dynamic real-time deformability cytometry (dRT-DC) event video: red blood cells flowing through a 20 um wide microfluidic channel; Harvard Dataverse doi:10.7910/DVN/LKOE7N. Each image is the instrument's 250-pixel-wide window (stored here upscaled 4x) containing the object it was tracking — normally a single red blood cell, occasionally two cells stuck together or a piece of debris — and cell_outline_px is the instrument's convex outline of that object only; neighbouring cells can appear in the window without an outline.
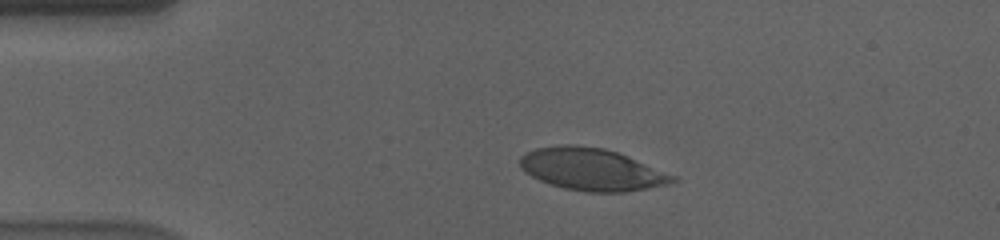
{"species": "human", "species_latin": "Homo sapiens", "temperature_condition": "cold", "stored_images_in_passage": 56, "camera_frame_rate_fps": 3000, "um_per_image_px": 0.085, "donor": {"sex": "male"}, "frame": {"image": 1, "passage_image": 11, "time_ms": 3.333, "image_size_px": [1000, 240], "cell_outline_px": [[680, 180], [668, 184], [624, 192], [584, 192], [564, 188], [540, 180], [524, 172], [520, 168], [520, 156], [536, 148], [560, 144], [576, 144], [604, 148], [616, 152], [676, 176]], "centroid_in_image_um": [50.27, 14.39], "position_along_channel_um": 34.7, "area_um2": 37.34}}
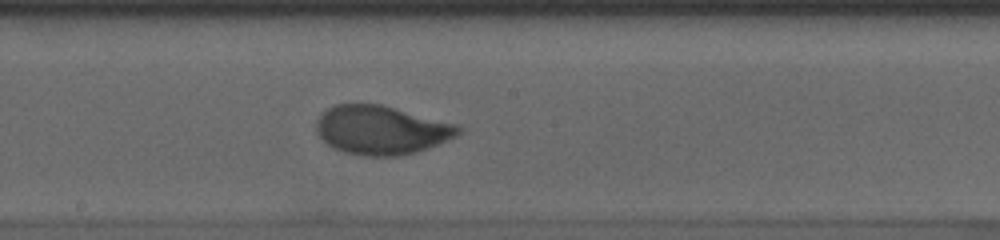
{"frame": {"image": 2, "passage_image": 30, "time_ms": 9.667, "image_size_px": [1000, 240], "cell_outline_px": [[464, 128], [456, 136], [428, 148], [416, 152], [400, 156], [364, 156], [344, 152], [332, 148], [316, 132], [316, 120], [320, 112], [336, 104], [380, 104], [460, 124]], "centroid_in_image_um": [32.42, 11.05], "position_along_channel_um": 215.8, "area_um2": 40.75}}
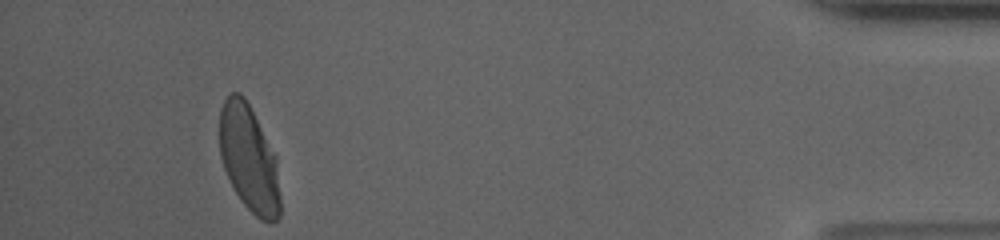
{"frame": {"image": 3, "passage_image": 52, "time_ms": 17.0, "image_size_px": [1000, 240], "cell_outline_px": [[280, 216], [272, 224], [268, 224], [260, 220], [240, 200], [224, 168], [220, 156], [220, 108], [224, 100], [232, 92], [240, 92], [244, 96], [276, 156], [280, 196]], "centroid_in_image_um": [21.18, 13.51], "position_along_channel_um": 414.0, "area_um2": 37.51}, "authors_computed_cell_mechanics": {"area_um2": 39.2173, "velocity_mm_per_s": 3.5639, "shape_relaxation_time_tau1_ms": 4.6097, "shape_relaxation_time_tau2_ms": null, "deformation_change_tau1": 0.1825, "deformation_change_tau2": null}}